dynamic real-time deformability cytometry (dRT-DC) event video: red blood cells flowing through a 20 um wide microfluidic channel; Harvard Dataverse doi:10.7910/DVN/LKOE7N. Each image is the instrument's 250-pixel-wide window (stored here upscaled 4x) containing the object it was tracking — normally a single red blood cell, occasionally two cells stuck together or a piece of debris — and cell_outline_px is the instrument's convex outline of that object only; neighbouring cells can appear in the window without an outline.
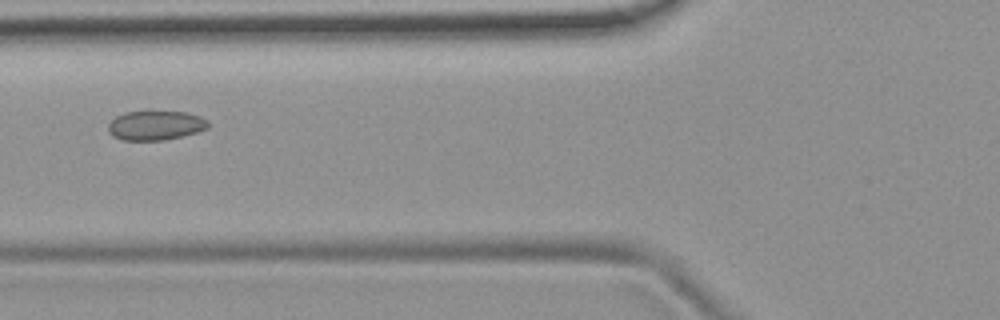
{"species": "common noctule bat (a hibernating species)", "species_latin": "Nyctalus noctula", "temperature_condition": "room temperature", "stored_images_in_passage": 3, "camera_frame_rate_fps": 3000, "um_per_image_px": 0.085, "animal": {"sex": "female", "body_mass_g": 19.9}, "frame": {"image": 1, "passage_image": 3, "time_ms": 0.667, "image_size_px": [1000, 320], "cell_outline_px": [[208, 128], [196, 132], [164, 140], [120, 140], [112, 136], [108, 132], [108, 124], [116, 116], [124, 112], [188, 112], [200, 116], [208, 120]], "centroid_in_image_um": [13.2, 10.66], "position_along_channel_um": 112.6, "area_um2": 17.05}}